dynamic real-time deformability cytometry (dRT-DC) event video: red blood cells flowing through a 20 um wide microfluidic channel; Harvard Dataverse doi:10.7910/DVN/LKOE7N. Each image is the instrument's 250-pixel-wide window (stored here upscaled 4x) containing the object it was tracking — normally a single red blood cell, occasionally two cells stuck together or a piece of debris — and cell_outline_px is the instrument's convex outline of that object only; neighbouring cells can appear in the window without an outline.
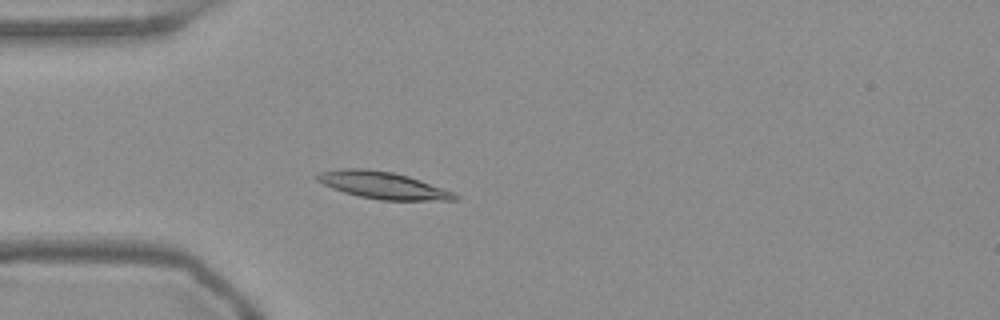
{"species": "Egyptian fruit bat (a non-hibernating species)", "species_latin": "Rousettus aegyptiacus", "temperature_condition": "warm", "stored_images_in_passage": 55, "camera_frame_rate_fps": 3000, "um_per_image_px": 0.085, "frame": {"image": 1, "passage_image": 16, "time_ms": 5.0, "image_size_px": [1000, 320], "cell_outline_px": [[460, 196], [456, 200], [380, 200], [360, 196], [344, 192], [332, 188], [316, 180], [312, 176], [320, 172], [340, 168], [368, 168], [392, 172], [408, 176], [452, 192]], "centroid_in_image_um": [32.47, 15.73], "position_along_channel_um": 52.5, "area_um2": 21.56}}
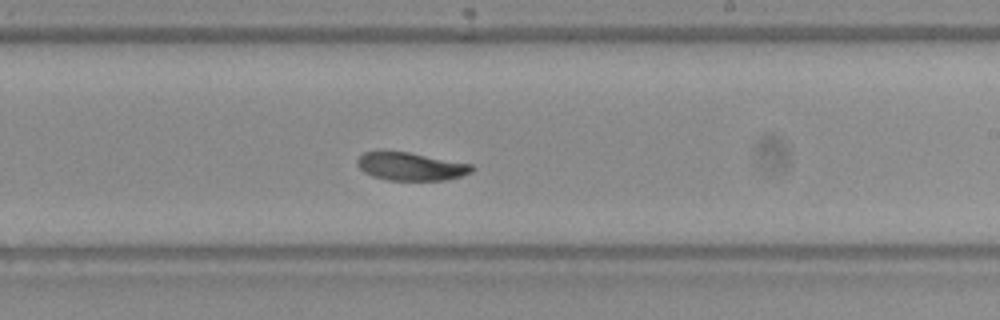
{"frame": {"image": 2, "passage_image": 33, "time_ms": 10.667, "image_size_px": [1000, 320], "cell_outline_px": [[476, 168], [472, 172], [460, 176], [444, 180], [388, 180], [372, 176], [364, 172], [356, 164], [356, 160], [364, 152], [408, 152], [472, 164]], "centroid_in_image_um": [34.93, 14.16], "position_along_channel_um": 254.1, "area_um2": 18.55}}
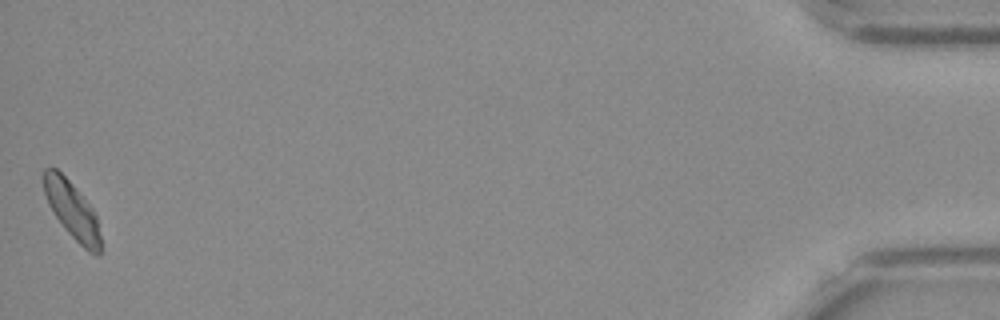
{"frame": {"image": 3, "passage_image": 55, "time_ms": 18.0, "image_size_px": [1000, 320], "cell_outline_px": [[100, 256], [96, 256], [88, 252], [64, 228], [48, 204], [44, 192], [40, 176], [44, 168], [56, 168], [72, 184], [92, 208], [96, 216], [100, 236]], "centroid_in_image_um": [6.09, 17.84], "position_along_channel_um": 429.1, "area_um2": 18.84}, "authors_computed_cell_mechanics": {"area_um2": 19.5364, "velocity_mm_per_s": 3.707, "shape_relaxation_time_tau1_ms": 6.4953, "shape_relaxation_time_tau2_ms": 6.7962, "deformation_change_tau1": 0.1599, "deformation_change_tau2": 0.0985}}